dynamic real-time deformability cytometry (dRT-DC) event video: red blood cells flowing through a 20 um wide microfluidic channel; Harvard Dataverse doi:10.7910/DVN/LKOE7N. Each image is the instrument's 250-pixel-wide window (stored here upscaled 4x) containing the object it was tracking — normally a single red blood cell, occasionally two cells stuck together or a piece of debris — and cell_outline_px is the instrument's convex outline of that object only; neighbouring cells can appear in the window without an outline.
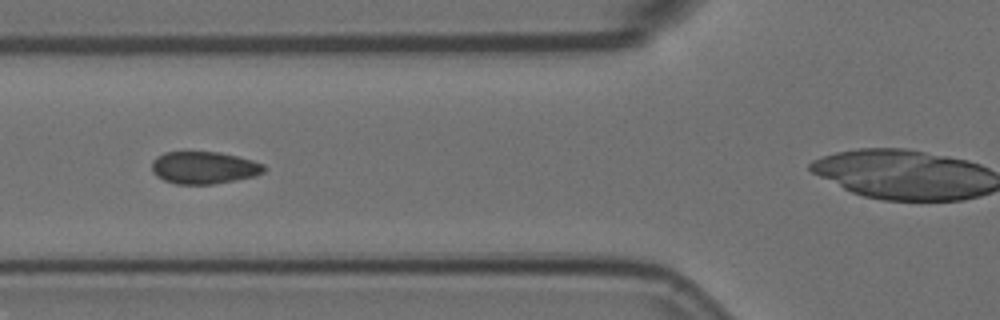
{"species": "Egyptian fruit bat (a non-hibernating species)", "species_latin": "Rousettus aegyptiacus", "temperature_condition": "room temperature", "stored_images_in_passage": 11, "camera_frame_rate_fps": 3000, "um_per_image_px": 0.085, "animal": {"sex": "female"}, "frame": {"image": 1, "passage_image": 4, "time_ms": 1.0, "image_size_px": [1000, 320], "cell_outline_px": [[268, 168], [264, 172], [256, 176], [212, 184], [176, 184], [164, 180], [156, 176], [152, 172], [152, 160], [156, 156], [164, 152], [220, 152], [252, 160], [264, 164]], "centroid_in_image_um": [17.34, 14.25], "position_along_channel_um": 108.5, "area_um2": 21.27}}
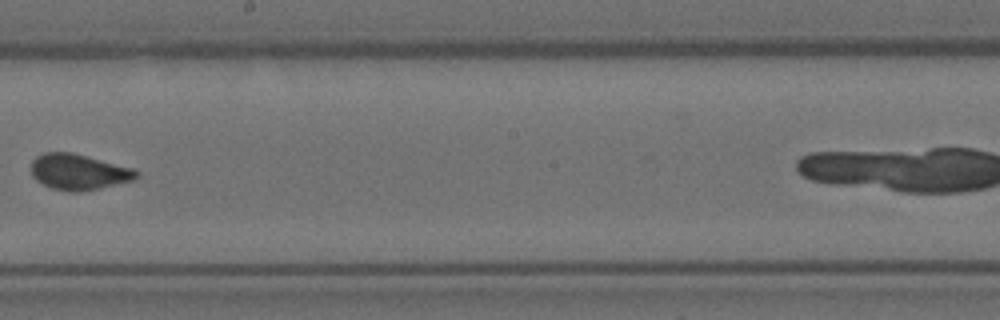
{"frame": {"image": 2, "passage_image": 7, "time_ms": 2.0, "image_size_px": [1000, 320], "cell_outline_px": [[140, 176], [132, 180], [100, 188], [80, 192], [72, 192], [52, 188], [36, 180], [32, 176], [32, 160], [36, 156], [44, 152], [72, 152], [132, 168], [140, 172]], "centroid_in_image_um": [6.68, 14.61], "position_along_channel_um": 241.5, "area_um2": 21.85}}
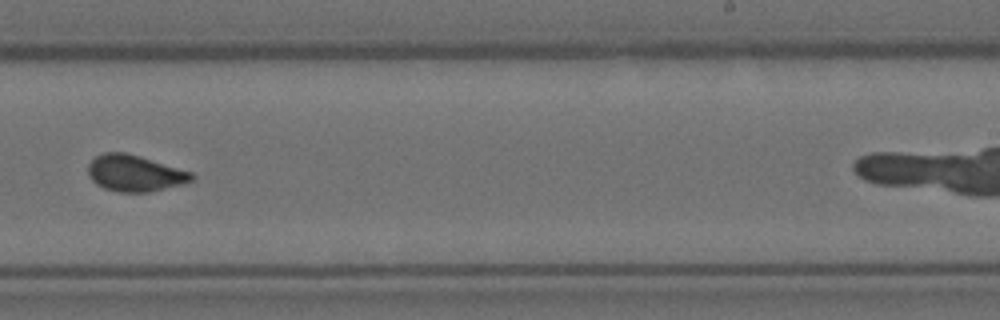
{"frame": {"image": 3, "passage_image": 8, "time_ms": 2.333, "image_size_px": [1000, 320], "cell_outline_px": [[196, 176], [192, 180], [180, 184], [148, 192], [120, 192], [104, 188], [96, 184], [88, 176], [88, 164], [96, 156], [104, 152], [124, 152], [140, 156], [192, 172]], "centroid_in_image_um": [11.43, 14.72], "position_along_channel_um": 277.6, "area_um2": 21.79}}